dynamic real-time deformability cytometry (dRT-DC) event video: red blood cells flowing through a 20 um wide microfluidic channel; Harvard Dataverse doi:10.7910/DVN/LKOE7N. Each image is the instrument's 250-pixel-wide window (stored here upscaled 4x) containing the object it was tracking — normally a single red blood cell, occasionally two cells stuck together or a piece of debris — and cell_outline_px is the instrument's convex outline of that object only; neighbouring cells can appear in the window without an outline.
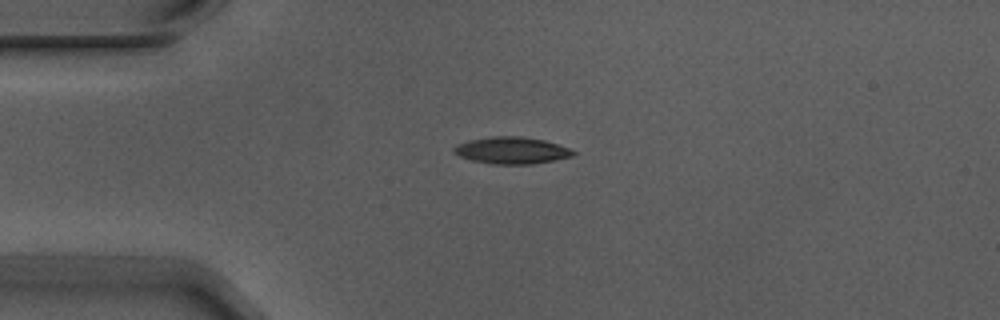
{"species": "Egyptian fruit bat (a non-hibernating species)", "species_latin": "Rousettus aegyptiacus", "temperature_condition": "warm", "stored_images_in_passage": 2, "camera_frame_rate_fps": 3000, "um_per_image_px": 0.085, "animal": {"sex": "male"}, "frame": {"image": 1, "passage_image": 1, "time_ms": 0.0, "image_size_px": [1000, 320], "cell_outline_px": [[576, 152], [572, 156], [556, 160], [532, 164], [492, 164], [472, 160], [460, 156], [452, 152], [452, 148], [456, 144], [468, 140], [492, 136], [520, 136], [544, 140], [568, 148]], "centroid_in_image_um": [43.45, 12.78], "position_along_channel_um": 41.6, "area_um2": 18.67}}